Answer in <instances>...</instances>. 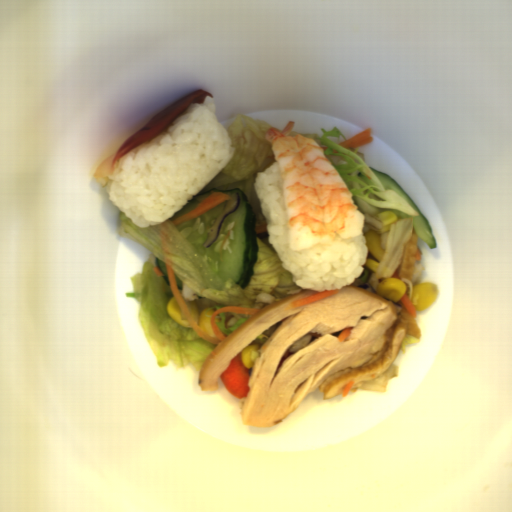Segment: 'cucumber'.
<instances>
[{
    "label": "cucumber",
    "mask_w": 512,
    "mask_h": 512,
    "mask_svg": "<svg viewBox=\"0 0 512 512\" xmlns=\"http://www.w3.org/2000/svg\"><path fill=\"white\" fill-rule=\"evenodd\" d=\"M213 192H222L229 197L238 194L236 210L224 218L215 242L205 248L228 199L208 212L193 219L175 224L177 230L198 250L207 265L223 281L229 280L238 287L249 286L254 275L253 266L258 262L259 247L257 218L243 189L212 188L202 194L192 195L180 211H176L173 221L199 207Z\"/></svg>",
    "instance_id": "1"
},
{
    "label": "cucumber",
    "mask_w": 512,
    "mask_h": 512,
    "mask_svg": "<svg viewBox=\"0 0 512 512\" xmlns=\"http://www.w3.org/2000/svg\"><path fill=\"white\" fill-rule=\"evenodd\" d=\"M369 169L376 175V177L381 182L384 188L393 189L417 212L418 216H412L414 235H417L418 238L422 239L429 246L430 249H435L437 243L433 236V229L427 217L424 215L419 206L407 194V192L388 174L380 172L372 167H370Z\"/></svg>",
    "instance_id": "2"
},
{
    "label": "cucumber",
    "mask_w": 512,
    "mask_h": 512,
    "mask_svg": "<svg viewBox=\"0 0 512 512\" xmlns=\"http://www.w3.org/2000/svg\"><path fill=\"white\" fill-rule=\"evenodd\" d=\"M155 266L161 271L163 280L169 286L170 282H169L166 264L162 260H160L157 256L155 259Z\"/></svg>",
    "instance_id": "3"
},
{
    "label": "cucumber",
    "mask_w": 512,
    "mask_h": 512,
    "mask_svg": "<svg viewBox=\"0 0 512 512\" xmlns=\"http://www.w3.org/2000/svg\"><path fill=\"white\" fill-rule=\"evenodd\" d=\"M364 268V271L361 273V275L359 277H357V279L359 281H361L363 284H366L368 279H369V270L366 269L365 267Z\"/></svg>",
    "instance_id": "4"
},
{
    "label": "cucumber",
    "mask_w": 512,
    "mask_h": 512,
    "mask_svg": "<svg viewBox=\"0 0 512 512\" xmlns=\"http://www.w3.org/2000/svg\"><path fill=\"white\" fill-rule=\"evenodd\" d=\"M387 211H392L394 212L396 215H397V219H406V218H410V215H407L405 213H402L400 211H397V210H394V209H387Z\"/></svg>",
    "instance_id": "5"
},
{
    "label": "cucumber",
    "mask_w": 512,
    "mask_h": 512,
    "mask_svg": "<svg viewBox=\"0 0 512 512\" xmlns=\"http://www.w3.org/2000/svg\"><path fill=\"white\" fill-rule=\"evenodd\" d=\"M175 275V274H174ZM175 278H176V284H177V288L178 290H183V286H184V282L182 281L181 278H179L178 276L175 275Z\"/></svg>",
    "instance_id": "6"
}]
</instances>
